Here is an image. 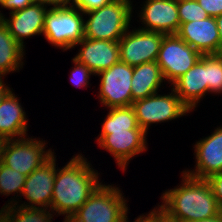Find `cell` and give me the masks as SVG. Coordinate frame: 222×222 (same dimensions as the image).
I'll list each match as a JSON object with an SVG mask.
<instances>
[{"label": "cell", "instance_id": "obj_27", "mask_svg": "<svg viewBox=\"0 0 222 222\" xmlns=\"http://www.w3.org/2000/svg\"><path fill=\"white\" fill-rule=\"evenodd\" d=\"M75 67L72 69L71 81L75 86L84 87L89 84V76L94 74L90 69H88L84 64L79 63L76 59H72Z\"/></svg>", "mask_w": 222, "mask_h": 222}, {"label": "cell", "instance_id": "obj_26", "mask_svg": "<svg viewBox=\"0 0 222 222\" xmlns=\"http://www.w3.org/2000/svg\"><path fill=\"white\" fill-rule=\"evenodd\" d=\"M177 8L181 24L209 17L196 0H177Z\"/></svg>", "mask_w": 222, "mask_h": 222}, {"label": "cell", "instance_id": "obj_23", "mask_svg": "<svg viewBox=\"0 0 222 222\" xmlns=\"http://www.w3.org/2000/svg\"><path fill=\"white\" fill-rule=\"evenodd\" d=\"M102 124V131H126L142 129L138 126L134 110L128 107H111Z\"/></svg>", "mask_w": 222, "mask_h": 222}, {"label": "cell", "instance_id": "obj_21", "mask_svg": "<svg viewBox=\"0 0 222 222\" xmlns=\"http://www.w3.org/2000/svg\"><path fill=\"white\" fill-rule=\"evenodd\" d=\"M23 48L12 37L8 27L0 19V78L2 75L22 67Z\"/></svg>", "mask_w": 222, "mask_h": 222}, {"label": "cell", "instance_id": "obj_6", "mask_svg": "<svg viewBox=\"0 0 222 222\" xmlns=\"http://www.w3.org/2000/svg\"><path fill=\"white\" fill-rule=\"evenodd\" d=\"M202 54L188 45L177 34L165 35L159 50L157 63L163 78L173 83L192 68Z\"/></svg>", "mask_w": 222, "mask_h": 222}, {"label": "cell", "instance_id": "obj_24", "mask_svg": "<svg viewBox=\"0 0 222 222\" xmlns=\"http://www.w3.org/2000/svg\"><path fill=\"white\" fill-rule=\"evenodd\" d=\"M26 175L21 174L17 170L0 163V193L10 195L12 193H22Z\"/></svg>", "mask_w": 222, "mask_h": 222}, {"label": "cell", "instance_id": "obj_36", "mask_svg": "<svg viewBox=\"0 0 222 222\" xmlns=\"http://www.w3.org/2000/svg\"><path fill=\"white\" fill-rule=\"evenodd\" d=\"M195 222H222V212L214 217L208 218V219H202Z\"/></svg>", "mask_w": 222, "mask_h": 222}, {"label": "cell", "instance_id": "obj_28", "mask_svg": "<svg viewBox=\"0 0 222 222\" xmlns=\"http://www.w3.org/2000/svg\"><path fill=\"white\" fill-rule=\"evenodd\" d=\"M206 181L209 183L213 195L222 211V172L209 176Z\"/></svg>", "mask_w": 222, "mask_h": 222}, {"label": "cell", "instance_id": "obj_35", "mask_svg": "<svg viewBox=\"0 0 222 222\" xmlns=\"http://www.w3.org/2000/svg\"><path fill=\"white\" fill-rule=\"evenodd\" d=\"M9 90L10 88L6 86V84L3 83L2 78H0V102Z\"/></svg>", "mask_w": 222, "mask_h": 222}, {"label": "cell", "instance_id": "obj_17", "mask_svg": "<svg viewBox=\"0 0 222 222\" xmlns=\"http://www.w3.org/2000/svg\"><path fill=\"white\" fill-rule=\"evenodd\" d=\"M78 44L82 45V48L74 59L84 64L94 75L102 70L109 69L120 60L117 41L95 40L84 37Z\"/></svg>", "mask_w": 222, "mask_h": 222}, {"label": "cell", "instance_id": "obj_4", "mask_svg": "<svg viewBox=\"0 0 222 222\" xmlns=\"http://www.w3.org/2000/svg\"><path fill=\"white\" fill-rule=\"evenodd\" d=\"M118 187L100 185L69 222H125L128 207Z\"/></svg>", "mask_w": 222, "mask_h": 222}, {"label": "cell", "instance_id": "obj_11", "mask_svg": "<svg viewBox=\"0 0 222 222\" xmlns=\"http://www.w3.org/2000/svg\"><path fill=\"white\" fill-rule=\"evenodd\" d=\"M146 132L143 129L126 131H101L97 139L101 148H105L125 170L127 163L134 155L146 150Z\"/></svg>", "mask_w": 222, "mask_h": 222}, {"label": "cell", "instance_id": "obj_7", "mask_svg": "<svg viewBox=\"0 0 222 222\" xmlns=\"http://www.w3.org/2000/svg\"><path fill=\"white\" fill-rule=\"evenodd\" d=\"M131 107L134 110L138 126L146 133L151 123L174 120L191 111L174 90L170 95L163 96L156 93L134 101Z\"/></svg>", "mask_w": 222, "mask_h": 222}, {"label": "cell", "instance_id": "obj_22", "mask_svg": "<svg viewBox=\"0 0 222 222\" xmlns=\"http://www.w3.org/2000/svg\"><path fill=\"white\" fill-rule=\"evenodd\" d=\"M12 202L0 210V222H50L52 219L50 210L47 211L48 208L17 206V209V202L14 205Z\"/></svg>", "mask_w": 222, "mask_h": 222}, {"label": "cell", "instance_id": "obj_34", "mask_svg": "<svg viewBox=\"0 0 222 222\" xmlns=\"http://www.w3.org/2000/svg\"><path fill=\"white\" fill-rule=\"evenodd\" d=\"M218 31H219V37H220V54H222V14L220 16L215 17Z\"/></svg>", "mask_w": 222, "mask_h": 222}, {"label": "cell", "instance_id": "obj_25", "mask_svg": "<svg viewBox=\"0 0 222 222\" xmlns=\"http://www.w3.org/2000/svg\"><path fill=\"white\" fill-rule=\"evenodd\" d=\"M207 92L222 93V54L206 55Z\"/></svg>", "mask_w": 222, "mask_h": 222}, {"label": "cell", "instance_id": "obj_5", "mask_svg": "<svg viewBox=\"0 0 222 222\" xmlns=\"http://www.w3.org/2000/svg\"><path fill=\"white\" fill-rule=\"evenodd\" d=\"M83 13L78 7L48 8L43 35L55 47L70 49L85 37Z\"/></svg>", "mask_w": 222, "mask_h": 222}, {"label": "cell", "instance_id": "obj_8", "mask_svg": "<svg viewBox=\"0 0 222 222\" xmlns=\"http://www.w3.org/2000/svg\"><path fill=\"white\" fill-rule=\"evenodd\" d=\"M45 144V141L24 137L6 140L3 148L2 163L28 176L53 155L50 149L44 151Z\"/></svg>", "mask_w": 222, "mask_h": 222}, {"label": "cell", "instance_id": "obj_9", "mask_svg": "<svg viewBox=\"0 0 222 222\" xmlns=\"http://www.w3.org/2000/svg\"><path fill=\"white\" fill-rule=\"evenodd\" d=\"M96 75H101L99 98L103 105L108 108L132 105L133 66L119 60L109 69L102 70Z\"/></svg>", "mask_w": 222, "mask_h": 222}, {"label": "cell", "instance_id": "obj_20", "mask_svg": "<svg viewBox=\"0 0 222 222\" xmlns=\"http://www.w3.org/2000/svg\"><path fill=\"white\" fill-rule=\"evenodd\" d=\"M164 78L156 61L133 66L132 99L133 102L157 93Z\"/></svg>", "mask_w": 222, "mask_h": 222}, {"label": "cell", "instance_id": "obj_12", "mask_svg": "<svg viewBox=\"0 0 222 222\" xmlns=\"http://www.w3.org/2000/svg\"><path fill=\"white\" fill-rule=\"evenodd\" d=\"M54 157L53 154L39 168L26 176L21 194L25 196L30 205L21 204L20 206L36 208L39 205V208L50 207L51 209L52 193L57 171L55 167L56 159Z\"/></svg>", "mask_w": 222, "mask_h": 222}, {"label": "cell", "instance_id": "obj_10", "mask_svg": "<svg viewBox=\"0 0 222 222\" xmlns=\"http://www.w3.org/2000/svg\"><path fill=\"white\" fill-rule=\"evenodd\" d=\"M166 34L142 29L132 30L118 41L120 61L130 66L157 61Z\"/></svg>", "mask_w": 222, "mask_h": 222}, {"label": "cell", "instance_id": "obj_16", "mask_svg": "<svg viewBox=\"0 0 222 222\" xmlns=\"http://www.w3.org/2000/svg\"><path fill=\"white\" fill-rule=\"evenodd\" d=\"M196 169L183 171L196 179H207L222 172V127H218L210 136L195 144Z\"/></svg>", "mask_w": 222, "mask_h": 222}, {"label": "cell", "instance_id": "obj_1", "mask_svg": "<svg viewBox=\"0 0 222 222\" xmlns=\"http://www.w3.org/2000/svg\"><path fill=\"white\" fill-rule=\"evenodd\" d=\"M182 186L165 191L158 209L175 222L208 219L222 211L206 179H196L183 172Z\"/></svg>", "mask_w": 222, "mask_h": 222}, {"label": "cell", "instance_id": "obj_31", "mask_svg": "<svg viewBox=\"0 0 222 222\" xmlns=\"http://www.w3.org/2000/svg\"><path fill=\"white\" fill-rule=\"evenodd\" d=\"M35 0H0V5L14 12L31 5Z\"/></svg>", "mask_w": 222, "mask_h": 222}, {"label": "cell", "instance_id": "obj_3", "mask_svg": "<svg viewBox=\"0 0 222 222\" xmlns=\"http://www.w3.org/2000/svg\"><path fill=\"white\" fill-rule=\"evenodd\" d=\"M130 3V0H111L101 8L82 13L90 16L84 22L85 38L118 42L130 25Z\"/></svg>", "mask_w": 222, "mask_h": 222}, {"label": "cell", "instance_id": "obj_13", "mask_svg": "<svg viewBox=\"0 0 222 222\" xmlns=\"http://www.w3.org/2000/svg\"><path fill=\"white\" fill-rule=\"evenodd\" d=\"M145 3L140 15L146 24L142 30L177 34L181 25L177 0H146Z\"/></svg>", "mask_w": 222, "mask_h": 222}, {"label": "cell", "instance_id": "obj_32", "mask_svg": "<svg viewBox=\"0 0 222 222\" xmlns=\"http://www.w3.org/2000/svg\"><path fill=\"white\" fill-rule=\"evenodd\" d=\"M127 219L126 217L125 222H128ZM134 222H162V212L154 208L147 216L140 215Z\"/></svg>", "mask_w": 222, "mask_h": 222}, {"label": "cell", "instance_id": "obj_29", "mask_svg": "<svg viewBox=\"0 0 222 222\" xmlns=\"http://www.w3.org/2000/svg\"><path fill=\"white\" fill-rule=\"evenodd\" d=\"M208 16L217 17L222 14V0H196Z\"/></svg>", "mask_w": 222, "mask_h": 222}, {"label": "cell", "instance_id": "obj_15", "mask_svg": "<svg viewBox=\"0 0 222 222\" xmlns=\"http://www.w3.org/2000/svg\"><path fill=\"white\" fill-rule=\"evenodd\" d=\"M46 12V7L35 1L23 9L10 12V19H5L2 13L0 18L12 37L24 47V38L43 33Z\"/></svg>", "mask_w": 222, "mask_h": 222}, {"label": "cell", "instance_id": "obj_30", "mask_svg": "<svg viewBox=\"0 0 222 222\" xmlns=\"http://www.w3.org/2000/svg\"><path fill=\"white\" fill-rule=\"evenodd\" d=\"M111 0H73V6L78 7L83 13L108 4Z\"/></svg>", "mask_w": 222, "mask_h": 222}, {"label": "cell", "instance_id": "obj_18", "mask_svg": "<svg viewBox=\"0 0 222 222\" xmlns=\"http://www.w3.org/2000/svg\"><path fill=\"white\" fill-rule=\"evenodd\" d=\"M172 84L175 93L190 110L196 107L207 93L206 55Z\"/></svg>", "mask_w": 222, "mask_h": 222}, {"label": "cell", "instance_id": "obj_19", "mask_svg": "<svg viewBox=\"0 0 222 222\" xmlns=\"http://www.w3.org/2000/svg\"><path fill=\"white\" fill-rule=\"evenodd\" d=\"M18 101L10 89L0 102V137L5 140L27 136L25 111Z\"/></svg>", "mask_w": 222, "mask_h": 222}, {"label": "cell", "instance_id": "obj_14", "mask_svg": "<svg viewBox=\"0 0 222 222\" xmlns=\"http://www.w3.org/2000/svg\"><path fill=\"white\" fill-rule=\"evenodd\" d=\"M177 35L202 55L220 54V37L215 17L182 23Z\"/></svg>", "mask_w": 222, "mask_h": 222}, {"label": "cell", "instance_id": "obj_2", "mask_svg": "<svg viewBox=\"0 0 222 222\" xmlns=\"http://www.w3.org/2000/svg\"><path fill=\"white\" fill-rule=\"evenodd\" d=\"M80 154L62 169H57L51 200V211L66 214L69 221L89 196L102 184L98 174Z\"/></svg>", "mask_w": 222, "mask_h": 222}, {"label": "cell", "instance_id": "obj_37", "mask_svg": "<svg viewBox=\"0 0 222 222\" xmlns=\"http://www.w3.org/2000/svg\"><path fill=\"white\" fill-rule=\"evenodd\" d=\"M162 222H175V221H172V220L168 219V218L165 217L164 214L162 213Z\"/></svg>", "mask_w": 222, "mask_h": 222}, {"label": "cell", "instance_id": "obj_33", "mask_svg": "<svg viewBox=\"0 0 222 222\" xmlns=\"http://www.w3.org/2000/svg\"><path fill=\"white\" fill-rule=\"evenodd\" d=\"M35 1L38 3H41L44 7L47 5H54L51 8H62V7L73 6V3H70L71 0H35ZM68 4H72V5H68Z\"/></svg>", "mask_w": 222, "mask_h": 222}]
</instances>
